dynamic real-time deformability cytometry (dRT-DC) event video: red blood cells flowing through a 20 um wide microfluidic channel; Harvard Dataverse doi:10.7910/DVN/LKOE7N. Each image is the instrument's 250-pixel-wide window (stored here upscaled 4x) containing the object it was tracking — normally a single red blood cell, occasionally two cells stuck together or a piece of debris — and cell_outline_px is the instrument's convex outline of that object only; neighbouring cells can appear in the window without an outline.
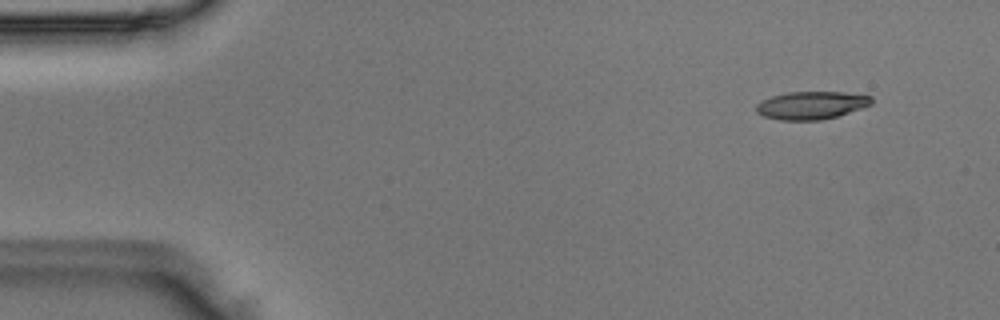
{"species": "Egyptian fruit bat (a non-hibernating species)", "species_latin": "Rousettus aegyptiacus", "temperature_condition": "room temperature", "stored_images_in_passage": 10, "camera_frame_rate_fps": 3000, "um_per_image_px": 0.085, "animal": {"sex": "male"}, "frame": {"image": 1, "passage_image": 1, "time_ms": 0.0, "image_size_px": [1000, 320], "cell_outline_px": [[872, 104], [836, 116], [820, 120], [780, 120], [764, 116], [756, 112], [756, 104], [760, 100], [772, 96], [788, 92], [844, 92], [872, 96]], "centroid_in_image_um": [68.93, 8.94], "position_along_channel_um": 16.1, "area_um2": 18.61}}